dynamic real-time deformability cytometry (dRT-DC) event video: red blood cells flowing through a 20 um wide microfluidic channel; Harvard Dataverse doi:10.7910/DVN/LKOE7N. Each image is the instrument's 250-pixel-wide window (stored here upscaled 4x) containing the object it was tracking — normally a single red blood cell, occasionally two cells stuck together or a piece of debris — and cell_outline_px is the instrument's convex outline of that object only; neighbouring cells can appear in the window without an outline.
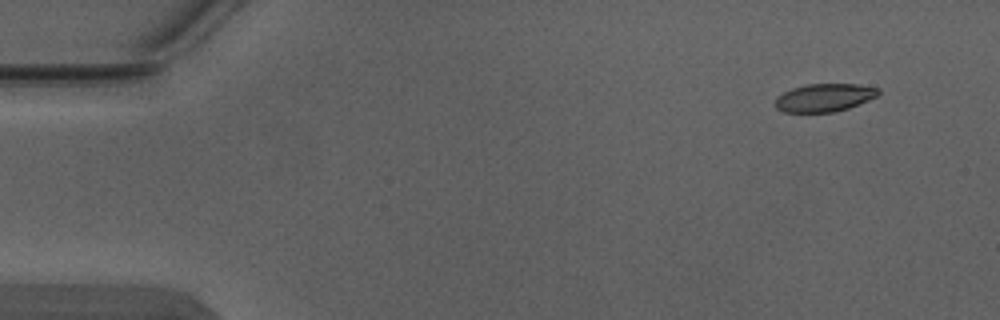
{"species": "Egyptian fruit bat (a non-hibernating species)", "species_latin": "Rousettus aegyptiacus", "temperature_condition": "warm", "stored_images_in_passage": 5, "camera_frame_rate_fps": 3000, "um_per_image_px": 0.085, "animal": {"sex": "male"}, "frame": {"image": 1, "passage_image": 2, "time_ms": 0.333, "image_size_px": [1000, 320], "cell_outline_px": [[880, 92], [876, 96], [868, 100], [848, 108], [832, 112], [784, 112], [776, 108], [776, 96], [792, 88], [808, 84], [860, 84], [880, 88]], "centroid_in_image_um": [70.07, 8.29], "position_along_channel_um": 14.9, "area_um2": 16.76}}
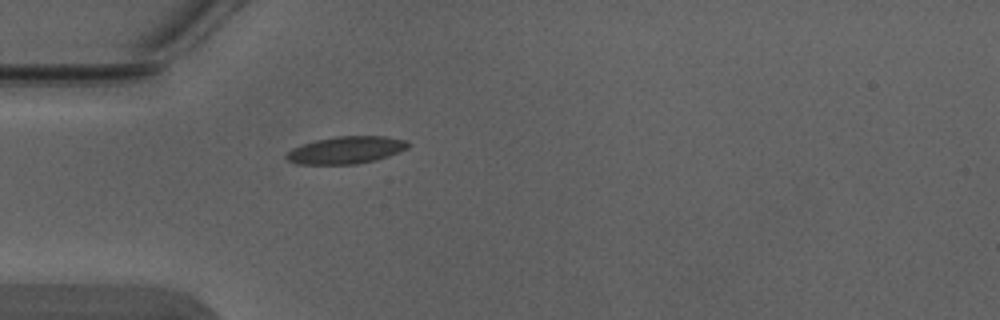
{"frame": {"image": 2, "passage_image": 5, "time_ms": 1.333, "image_size_px": [1000, 320], "cell_outline_px": [[408, 148], [388, 156], [376, 160], [356, 164], [296, 164], [288, 160], [284, 156], [292, 148], [316, 140], [336, 136], [384, 136], [408, 140]], "centroid_in_image_um": [29.42, 12.75], "position_along_channel_um": 55.6, "area_um2": 19.31}}